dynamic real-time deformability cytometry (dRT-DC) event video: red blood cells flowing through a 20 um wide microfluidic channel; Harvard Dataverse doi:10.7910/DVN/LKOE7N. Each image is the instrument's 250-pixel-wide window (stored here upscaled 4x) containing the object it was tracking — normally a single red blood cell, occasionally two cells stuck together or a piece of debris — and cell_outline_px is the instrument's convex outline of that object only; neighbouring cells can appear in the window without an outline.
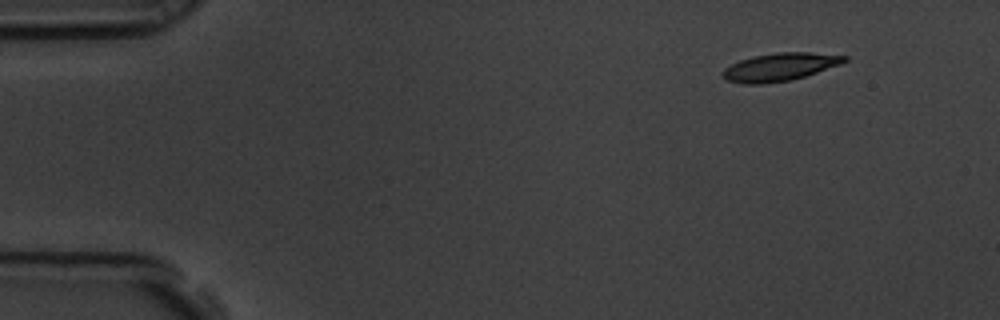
{"species": "common noctule bat (a hibernating species)", "species_latin": "Nyctalus noctula", "temperature_condition": "room temperature", "stored_images_in_passage": 52, "camera_frame_rate_fps": 3000, "um_per_image_px": 0.085, "animal": {"sex": "male", "body_mass_g": 19.5, "forearm_length_mm": 54.6}, "frame": {"image": 1, "passage_image": 1, "time_ms": 0.0, "image_size_px": [1000, 320], "cell_outline_px": [[848, 60], [840, 64], [804, 76], [788, 80], [764, 84], [744, 84], [728, 80], [720, 76], [720, 72], [724, 68], [740, 60], [752, 56], [776, 52], [812, 52], [848, 56]], "centroid_in_image_um": [66.24, 5.68], "position_along_channel_um": 18.8, "area_um2": 19.77}}
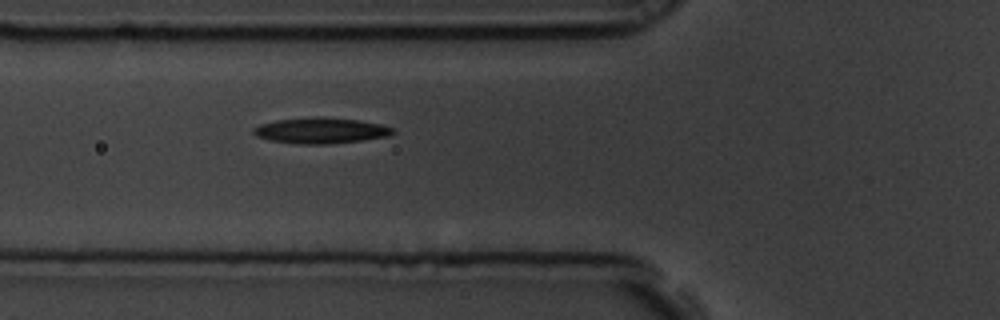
{"frame": {"image": 2, "passage_image": 16, "time_ms": 5.0, "image_size_px": [1000, 320], "cell_outline_px": [[396, 132], [388, 136], [360, 140], [328, 144], [296, 144], [268, 140], [256, 136], [252, 132], [252, 128], [260, 124], [276, 120], [316, 116], [320, 116], [360, 120], [380, 124], [396, 128]], "centroid_in_image_um": [27.25, 11.09], "position_along_channel_um": 98.5, "area_um2": 21.21}}
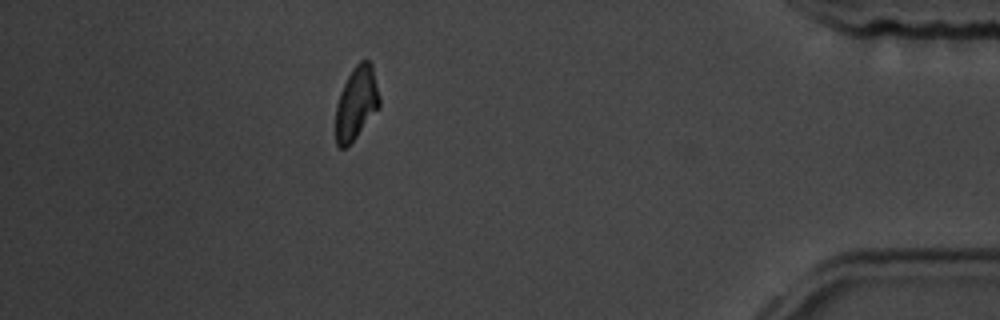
{"frame": {"image": 3, "passage_image": 46, "time_ms": 15.0, "image_size_px": [1000, 320], "cell_outline_px": [[380, 108], [356, 136], [344, 148], [340, 148], [336, 144], [336, 104], [340, 92], [352, 68], [360, 60], [368, 60], [372, 64], [380, 96]], "centroid_in_image_um": [30.3, 8.73], "position_along_channel_um": 404.9, "area_um2": 18.61}, "authors_computed_cell_mechanics": {"area_um2": 19.652, "velocity_mm_per_s": 3.5346, "shape_relaxation_time_tau1_ms": 3.1625, "shape_relaxation_time_tau2_ms": null, "deformation_change_tau1": 0.1208, "deformation_change_tau2": null}}